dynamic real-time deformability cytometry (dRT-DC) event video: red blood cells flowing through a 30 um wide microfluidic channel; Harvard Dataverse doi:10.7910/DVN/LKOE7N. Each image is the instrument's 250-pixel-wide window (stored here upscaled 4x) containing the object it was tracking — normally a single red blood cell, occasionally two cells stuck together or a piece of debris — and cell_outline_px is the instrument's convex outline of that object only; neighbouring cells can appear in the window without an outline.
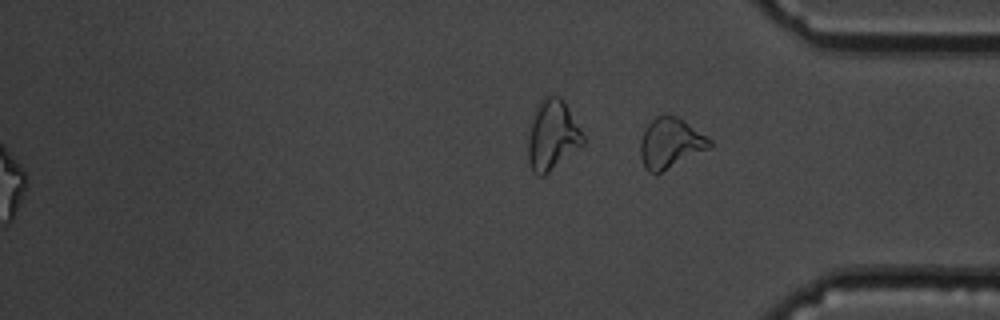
{"species": "common noctule bat (a hibernating species)", "species_latin": "Nyctalus noctula", "temperature_condition": "cold", "stored_images_in_passage": 56, "segment_of_instrument_passage": [2, 2], "camera_frame_rate_fps": 3000, "um_per_image_px": 0.085, "animal": {"sex": "male", "body_mass_g": 19.5, "forearm_length_mm": 54.6}, "frame": {"image": 1, "passage_image": 56, "time_ms": 18.333, "image_size_px": [1000, 320], "cell_outline_px": [[712, 148], [656, 176], [648, 172], [644, 168], [640, 156], [640, 140], [644, 128], [656, 116], [676, 116], [712, 140]], "centroid_in_image_um": [56.97, 12.24], "position_along_channel_um": 378.2, "area_um2": 20.69}}